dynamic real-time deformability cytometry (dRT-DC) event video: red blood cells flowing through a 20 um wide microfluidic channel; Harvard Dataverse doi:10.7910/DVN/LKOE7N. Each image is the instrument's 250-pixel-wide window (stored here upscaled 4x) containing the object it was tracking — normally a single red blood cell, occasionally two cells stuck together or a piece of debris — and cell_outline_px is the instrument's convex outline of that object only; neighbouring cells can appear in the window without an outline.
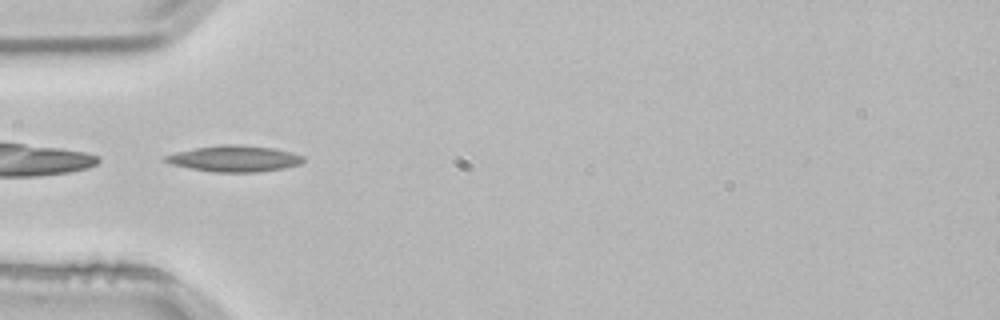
{"species": "common noctule bat (a hibernating species)", "species_latin": "Nyctalus noctula", "temperature_condition": "room temperature", "stored_images_in_passage": 31, "camera_frame_rate_fps": 3000, "um_per_image_px": 0.085, "animal": {"sex": "male", "body_mass_g": 21.5, "forearm_length_mm": 52.0}, "frame": {"image": 1, "passage_image": 1, "time_ms": 0.0, "image_size_px": [1000, 320], "cell_outline_px": [[304, 160], [300, 164], [284, 168], [256, 172], [212, 172], [188, 168], [172, 164], [160, 160], [160, 156], [176, 152], [196, 148], [220, 144], [240, 144], [272, 148], [304, 156]], "centroid_in_image_um": [19.84, 13.48], "position_along_channel_um": 65.2, "area_um2": 21.15}}
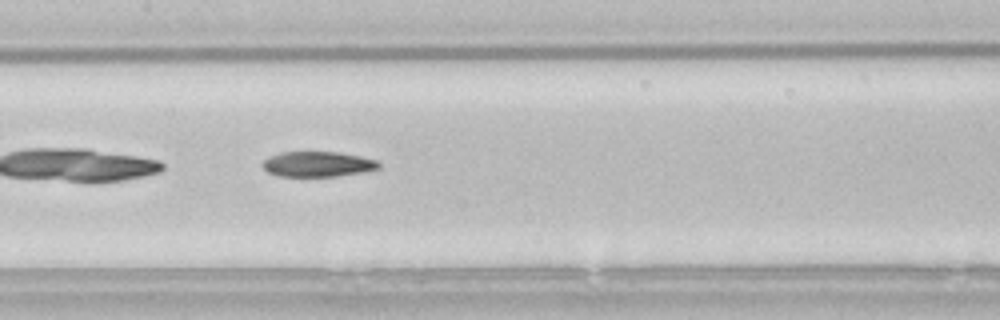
{"frame": {"image": 2, "passage_image": 10, "time_ms": 3.0, "image_size_px": [1000, 320], "cell_outline_px": [[380, 168], [360, 172], [336, 176], [280, 176], [268, 172], [260, 164], [268, 156], [280, 152], [340, 152], [360, 156], [376, 160], [380, 164]], "centroid_in_image_um": [26.97, 13.94], "position_along_channel_um": 180.4, "area_um2": 17.05}}
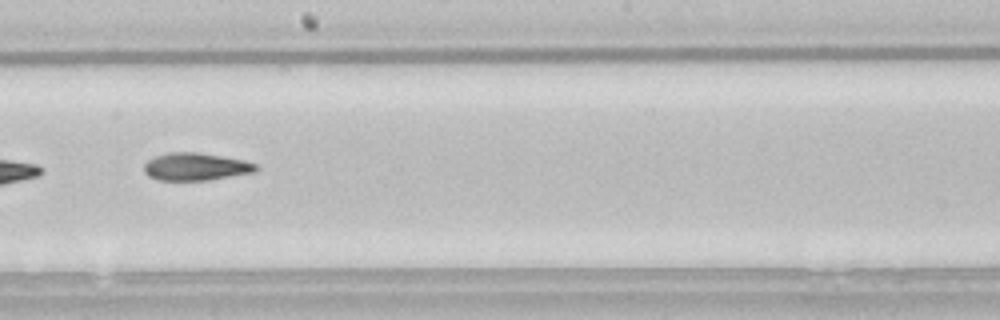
{"frame": {"image": 3, "passage_image": 14, "time_ms": 4.333, "image_size_px": [1000, 320], "cell_outline_px": [[260, 168], [256, 172], [208, 180], [156, 180], [148, 176], [144, 172], [144, 164], [148, 160], [156, 156], [168, 152], [196, 152], [244, 160], [256, 164]], "centroid_in_image_um": [16.64, 14.17], "position_along_channel_um": 231.6, "area_um2": 18.03}, "authors_computed_cell_mechanics": {"area_um2": 17.918, "velocity_mm_per_s": 3.8383, "shape_relaxation_time_tau1_ms": 9.2246, "shape_relaxation_time_tau2_ms": 9.5518, "deformation_change_tau1": 0.2072, "deformation_change_tau2": 0.2102}}